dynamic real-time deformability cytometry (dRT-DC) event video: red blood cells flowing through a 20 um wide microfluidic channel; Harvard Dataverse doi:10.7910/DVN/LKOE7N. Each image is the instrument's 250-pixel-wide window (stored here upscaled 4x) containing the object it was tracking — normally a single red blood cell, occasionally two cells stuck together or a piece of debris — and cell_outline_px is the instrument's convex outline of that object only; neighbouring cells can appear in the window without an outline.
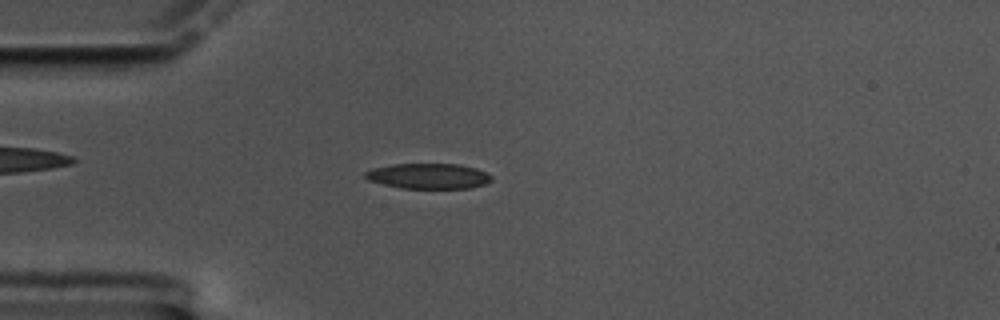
{"species": "common noctule bat (a hibernating species)", "species_latin": "Nyctalus noctula", "temperature_condition": "cold", "stored_images_in_passage": 59, "camera_frame_rate_fps": 3000, "um_per_image_px": 0.085, "animal": {"sex": "male", "body_mass_g": 17.5, "forearm_length_mm": 52.3}, "frame": {"image": 1, "passage_image": 16, "time_ms": 5.0, "image_size_px": [1000, 320], "cell_outline_px": [[492, 180], [484, 184], [472, 188], [400, 188], [368, 180], [364, 176], [364, 172], [372, 168], [392, 164], [460, 164], [476, 168], [492, 176]], "centroid_in_image_um": [36.41, 14.96], "position_along_channel_um": 48.6, "area_um2": 18.67}}
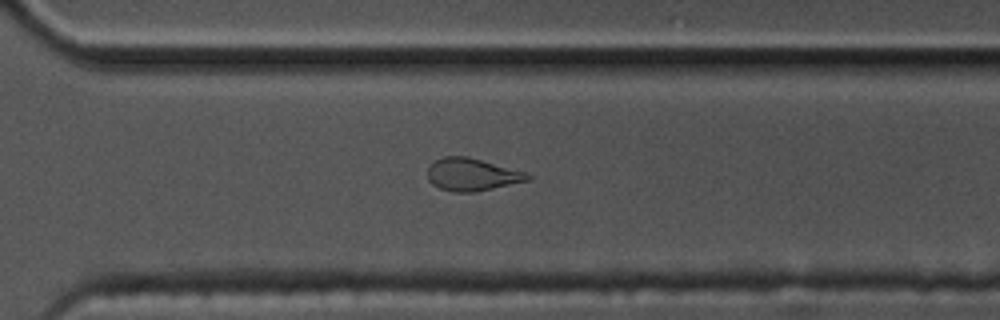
{"frame": {"image": 2, "passage_image": 42, "time_ms": 13.667, "image_size_px": [1000, 320], "cell_outline_px": [[532, 176], [528, 180], [492, 188], [472, 192], [452, 192], [440, 188], [432, 184], [428, 180], [428, 168], [432, 160], [444, 156], [468, 156], [528, 172]], "centroid_in_image_um": [40.09, 14.81], "position_along_channel_um": 330.5, "area_um2": 19.07}}
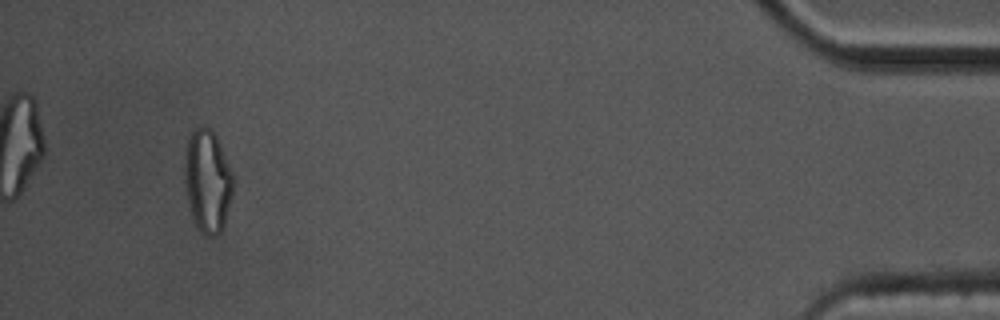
{"frame": {"image": 3, "passage_image": 56, "time_ms": 18.333, "image_size_px": [1000, 320], "cell_outline_px": [[232, 196], [224, 228], [216, 236], [204, 236], [200, 232], [192, 216], [188, 200], [184, 180], [184, 152], [188, 136], [200, 124], [208, 128], [216, 136], [220, 144], [232, 172]], "centroid_in_image_um": [17.62, 15.39], "position_along_channel_um": 417.6, "area_um2": 29.25}, "authors_computed_cell_mechanics": {"area_um2": 19.3052, "velocity_mm_per_s": 3.3968, "shape_relaxation_time_tau1_ms": 8.7437, "shape_relaxation_time_tau2_ms": 2.6634, "deformation_change_tau1": 0.2151, "deformation_change_tau2": 0.1014}}